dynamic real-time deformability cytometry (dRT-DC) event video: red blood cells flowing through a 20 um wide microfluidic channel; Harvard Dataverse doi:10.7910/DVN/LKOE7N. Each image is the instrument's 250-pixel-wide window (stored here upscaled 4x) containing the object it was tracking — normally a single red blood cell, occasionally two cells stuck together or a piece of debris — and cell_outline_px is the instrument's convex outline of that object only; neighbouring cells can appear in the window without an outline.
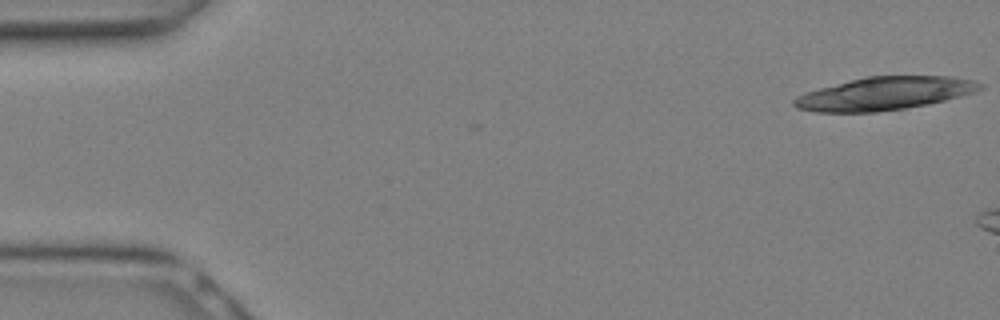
{"species": "Egyptian fruit bat (a non-hibernating species)", "species_latin": "Rousettus aegyptiacus", "temperature_condition": "warm", "stored_images_in_passage": 5, "camera_frame_rate_fps": 3000, "um_per_image_px": 0.085, "animal": {"sex": "female"}, "frame": {"image": 1, "passage_image": 1, "time_ms": 0.0, "image_size_px": [1000, 320], "cell_outline_px": [[984, 88], [960, 96], [928, 104], [908, 108], [876, 112], [816, 112], [796, 108], [792, 104], [792, 100], [796, 96], [804, 92], [868, 76], [948, 76], [972, 80], [984, 84]], "centroid_in_image_um": [75.16, 7.96], "position_along_channel_um": 9.8, "area_um2": 35.66}}